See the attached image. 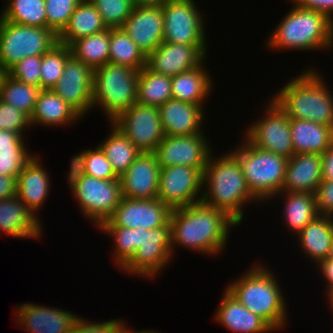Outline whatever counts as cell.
I'll list each match as a JSON object with an SVG mask.
<instances>
[{"label": "cell", "mask_w": 333, "mask_h": 333, "mask_svg": "<svg viewBox=\"0 0 333 333\" xmlns=\"http://www.w3.org/2000/svg\"><path fill=\"white\" fill-rule=\"evenodd\" d=\"M82 0H45L47 28L57 36L62 32Z\"/></svg>", "instance_id": "7bdbcfd3"}, {"label": "cell", "mask_w": 333, "mask_h": 333, "mask_svg": "<svg viewBox=\"0 0 333 333\" xmlns=\"http://www.w3.org/2000/svg\"><path fill=\"white\" fill-rule=\"evenodd\" d=\"M329 302H328V304H329V307L332 309L331 311L333 312V296L328 300Z\"/></svg>", "instance_id": "91938a15"}, {"label": "cell", "mask_w": 333, "mask_h": 333, "mask_svg": "<svg viewBox=\"0 0 333 333\" xmlns=\"http://www.w3.org/2000/svg\"><path fill=\"white\" fill-rule=\"evenodd\" d=\"M205 62L204 60L199 66L171 77L173 99L194 105H205L214 85L212 77L205 69Z\"/></svg>", "instance_id": "83f0119b"}, {"label": "cell", "mask_w": 333, "mask_h": 333, "mask_svg": "<svg viewBox=\"0 0 333 333\" xmlns=\"http://www.w3.org/2000/svg\"><path fill=\"white\" fill-rule=\"evenodd\" d=\"M205 132L189 136H166L154 153L160 167L187 166L198 169L202 174L208 158L213 153Z\"/></svg>", "instance_id": "9a60e30c"}, {"label": "cell", "mask_w": 333, "mask_h": 333, "mask_svg": "<svg viewBox=\"0 0 333 333\" xmlns=\"http://www.w3.org/2000/svg\"><path fill=\"white\" fill-rule=\"evenodd\" d=\"M40 91V87L22 83L6 74L0 88V100L30 118Z\"/></svg>", "instance_id": "74e56055"}, {"label": "cell", "mask_w": 333, "mask_h": 333, "mask_svg": "<svg viewBox=\"0 0 333 333\" xmlns=\"http://www.w3.org/2000/svg\"><path fill=\"white\" fill-rule=\"evenodd\" d=\"M41 162L36 153L16 178V196L38 217L51 190L49 173Z\"/></svg>", "instance_id": "d4e9b609"}, {"label": "cell", "mask_w": 333, "mask_h": 333, "mask_svg": "<svg viewBox=\"0 0 333 333\" xmlns=\"http://www.w3.org/2000/svg\"><path fill=\"white\" fill-rule=\"evenodd\" d=\"M171 77L143 67L138 76L137 103L159 107L172 99Z\"/></svg>", "instance_id": "e575fe53"}, {"label": "cell", "mask_w": 333, "mask_h": 333, "mask_svg": "<svg viewBox=\"0 0 333 333\" xmlns=\"http://www.w3.org/2000/svg\"><path fill=\"white\" fill-rule=\"evenodd\" d=\"M109 63L141 70L146 56L122 28H110Z\"/></svg>", "instance_id": "d590c367"}, {"label": "cell", "mask_w": 333, "mask_h": 333, "mask_svg": "<svg viewBox=\"0 0 333 333\" xmlns=\"http://www.w3.org/2000/svg\"><path fill=\"white\" fill-rule=\"evenodd\" d=\"M311 68L292 78L273 95V99L289 118L309 120L333 128V92L319 71Z\"/></svg>", "instance_id": "277c9868"}, {"label": "cell", "mask_w": 333, "mask_h": 333, "mask_svg": "<svg viewBox=\"0 0 333 333\" xmlns=\"http://www.w3.org/2000/svg\"><path fill=\"white\" fill-rule=\"evenodd\" d=\"M207 48V45L162 42L146 57V67L172 77L199 66L206 59Z\"/></svg>", "instance_id": "ac0fdd59"}, {"label": "cell", "mask_w": 333, "mask_h": 333, "mask_svg": "<svg viewBox=\"0 0 333 333\" xmlns=\"http://www.w3.org/2000/svg\"><path fill=\"white\" fill-rule=\"evenodd\" d=\"M81 116L69 106L53 89L41 90L38 94L33 113L31 114L30 126L41 125L45 127L74 125Z\"/></svg>", "instance_id": "4316f807"}, {"label": "cell", "mask_w": 333, "mask_h": 333, "mask_svg": "<svg viewBox=\"0 0 333 333\" xmlns=\"http://www.w3.org/2000/svg\"><path fill=\"white\" fill-rule=\"evenodd\" d=\"M79 154L73 155L71 163L85 175L102 180L119 179L111 163L107 160L105 153L99 145L95 149L83 150Z\"/></svg>", "instance_id": "f35d334b"}, {"label": "cell", "mask_w": 333, "mask_h": 333, "mask_svg": "<svg viewBox=\"0 0 333 333\" xmlns=\"http://www.w3.org/2000/svg\"><path fill=\"white\" fill-rule=\"evenodd\" d=\"M111 132L98 145L101 147L113 170L120 177L141 153L136 146L112 123Z\"/></svg>", "instance_id": "836d02e7"}, {"label": "cell", "mask_w": 333, "mask_h": 333, "mask_svg": "<svg viewBox=\"0 0 333 333\" xmlns=\"http://www.w3.org/2000/svg\"><path fill=\"white\" fill-rule=\"evenodd\" d=\"M298 247L309 258L311 263H319L327 259L333 236V217L318 215L296 235Z\"/></svg>", "instance_id": "f1b7e54d"}, {"label": "cell", "mask_w": 333, "mask_h": 333, "mask_svg": "<svg viewBox=\"0 0 333 333\" xmlns=\"http://www.w3.org/2000/svg\"><path fill=\"white\" fill-rule=\"evenodd\" d=\"M294 5L303 9L316 10L326 15L333 22V0H291Z\"/></svg>", "instance_id": "681fc988"}, {"label": "cell", "mask_w": 333, "mask_h": 333, "mask_svg": "<svg viewBox=\"0 0 333 333\" xmlns=\"http://www.w3.org/2000/svg\"><path fill=\"white\" fill-rule=\"evenodd\" d=\"M171 209L158 198L131 199L122 197L111 217L99 227L152 229L164 226L170 219Z\"/></svg>", "instance_id": "2e32d148"}, {"label": "cell", "mask_w": 333, "mask_h": 333, "mask_svg": "<svg viewBox=\"0 0 333 333\" xmlns=\"http://www.w3.org/2000/svg\"><path fill=\"white\" fill-rule=\"evenodd\" d=\"M53 91L83 118L93 108V69L71 55Z\"/></svg>", "instance_id": "e0dca14e"}, {"label": "cell", "mask_w": 333, "mask_h": 333, "mask_svg": "<svg viewBox=\"0 0 333 333\" xmlns=\"http://www.w3.org/2000/svg\"><path fill=\"white\" fill-rule=\"evenodd\" d=\"M0 18L32 27L47 28L45 0H6Z\"/></svg>", "instance_id": "8d00e7d4"}, {"label": "cell", "mask_w": 333, "mask_h": 333, "mask_svg": "<svg viewBox=\"0 0 333 333\" xmlns=\"http://www.w3.org/2000/svg\"><path fill=\"white\" fill-rule=\"evenodd\" d=\"M259 264V265H258ZM253 265L225 288L249 311L261 317L274 331L288 324L287 304L277 276L263 263Z\"/></svg>", "instance_id": "3957f363"}, {"label": "cell", "mask_w": 333, "mask_h": 333, "mask_svg": "<svg viewBox=\"0 0 333 333\" xmlns=\"http://www.w3.org/2000/svg\"><path fill=\"white\" fill-rule=\"evenodd\" d=\"M202 188V202L225 212L238 225L244 219L247 203L258 202L247 186L239 161L230 151L216 158L211 153L203 172Z\"/></svg>", "instance_id": "7a4b0ae2"}, {"label": "cell", "mask_w": 333, "mask_h": 333, "mask_svg": "<svg viewBox=\"0 0 333 333\" xmlns=\"http://www.w3.org/2000/svg\"><path fill=\"white\" fill-rule=\"evenodd\" d=\"M322 180V156L320 154H294L288 159L281 192L315 194Z\"/></svg>", "instance_id": "cb8c5ba5"}, {"label": "cell", "mask_w": 333, "mask_h": 333, "mask_svg": "<svg viewBox=\"0 0 333 333\" xmlns=\"http://www.w3.org/2000/svg\"><path fill=\"white\" fill-rule=\"evenodd\" d=\"M160 169L154 152L140 153L119 177L124 198H157Z\"/></svg>", "instance_id": "ffe728a7"}, {"label": "cell", "mask_w": 333, "mask_h": 333, "mask_svg": "<svg viewBox=\"0 0 333 333\" xmlns=\"http://www.w3.org/2000/svg\"><path fill=\"white\" fill-rule=\"evenodd\" d=\"M265 107V116L250 123L244 137L250 144L289 159L295 154L289 117L273 99Z\"/></svg>", "instance_id": "8fae6325"}, {"label": "cell", "mask_w": 333, "mask_h": 333, "mask_svg": "<svg viewBox=\"0 0 333 333\" xmlns=\"http://www.w3.org/2000/svg\"><path fill=\"white\" fill-rule=\"evenodd\" d=\"M42 56H29L11 67L7 74L22 83L41 88Z\"/></svg>", "instance_id": "ee69618b"}, {"label": "cell", "mask_w": 333, "mask_h": 333, "mask_svg": "<svg viewBox=\"0 0 333 333\" xmlns=\"http://www.w3.org/2000/svg\"><path fill=\"white\" fill-rule=\"evenodd\" d=\"M238 145L230 152L239 161L252 195L259 203L275 199L284 183L288 159L256 147L245 138Z\"/></svg>", "instance_id": "8992f818"}, {"label": "cell", "mask_w": 333, "mask_h": 333, "mask_svg": "<svg viewBox=\"0 0 333 333\" xmlns=\"http://www.w3.org/2000/svg\"><path fill=\"white\" fill-rule=\"evenodd\" d=\"M121 28L147 57L163 42L162 7L134 6Z\"/></svg>", "instance_id": "44dd1931"}, {"label": "cell", "mask_w": 333, "mask_h": 333, "mask_svg": "<svg viewBox=\"0 0 333 333\" xmlns=\"http://www.w3.org/2000/svg\"><path fill=\"white\" fill-rule=\"evenodd\" d=\"M6 74H7V72L0 65V88H1L2 81H3V79H4V77H5Z\"/></svg>", "instance_id": "6f0895ef"}, {"label": "cell", "mask_w": 333, "mask_h": 333, "mask_svg": "<svg viewBox=\"0 0 333 333\" xmlns=\"http://www.w3.org/2000/svg\"><path fill=\"white\" fill-rule=\"evenodd\" d=\"M106 24L107 28H121L134 4L132 0H90Z\"/></svg>", "instance_id": "60d3db41"}, {"label": "cell", "mask_w": 333, "mask_h": 333, "mask_svg": "<svg viewBox=\"0 0 333 333\" xmlns=\"http://www.w3.org/2000/svg\"><path fill=\"white\" fill-rule=\"evenodd\" d=\"M289 10L268 36V48L303 52L333 47V22L326 15L296 5Z\"/></svg>", "instance_id": "5b68a950"}, {"label": "cell", "mask_w": 333, "mask_h": 333, "mask_svg": "<svg viewBox=\"0 0 333 333\" xmlns=\"http://www.w3.org/2000/svg\"><path fill=\"white\" fill-rule=\"evenodd\" d=\"M281 194L283 196H281ZM276 196L284 197L283 220L287 229L298 235L302 229L319 214L316 208V197L313 193L279 192Z\"/></svg>", "instance_id": "1f68e13d"}, {"label": "cell", "mask_w": 333, "mask_h": 333, "mask_svg": "<svg viewBox=\"0 0 333 333\" xmlns=\"http://www.w3.org/2000/svg\"><path fill=\"white\" fill-rule=\"evenodd\" d=\"M317 265V269L320 273V275L323 277V280H325L324 283L327 286V300H329L333 296V259L327 258L322 261H320Z\"/></svg>", "instance_id": "816d5d0a"}, {"label": "cell", "mask_w": 333, "mask_h": 333, "mask_svg": "<svg viewBox=\"0 0 333 333\" xmlns=\"http://www.w3.org/2000/svg\"><path fill=\"white\" fill-rule=\"evenodd\" d=\"M39 218L17 196L0 200V233L3 231L20 240H39L43 231V223Z\"/></svg>", "instance_id": "603a6c76"}, {"label": "cell", "mask_w": 333, "mask_h": 333, "mask_svg": "<svg viewBox=\"0 0 333 333\" xmlns=\"http://www.w3.org/2000/svg\"><path fill=\"white\" fill-rule=\"evenodd\" d=\"M58 43L48 28L5 21L0 18V65L7 72L29 56H42Z\"/></svg>", "instance_id": "30bf717a"}, {"label": "cell", "mask_w": 333, "mask_h": 333, "mask_svg": "<svg viewBox=\"0 0 333 333\" xmlns=\"http://www.w3.org/2000/svg\"><path fill=\"white\" fill-rule=\"evenodd\" d=\"M67 181L85 219L98 228L107 221L122 199L120 179L102 180L82 174L71 162Z\"/></svg>", "instance_id": "ba28073f"}, {"label": "cell", "mask_w": 333, "mask_h": 333, "mask_svg": "<svg viewBox=\"0 0 333 333\" xmlns=\"http://www.w3.org/2000/svg\"><path fill=\"white\" fill-rule=\"evenodd\" d=\"M108 29L101 14L90 0H82L73 11L68 24L58 35V42L70 45L79 38Z\"/></svg>", "instance_id": "4dcf8cb0"}, {"label": "cell", "mask_w": 333, "mask_h": 333, "mask_svg": "<svg viewBox=\"0 0 333 333\" xmlns=\"http://www.w3.org/2000/svg\"><path fill=\"white\" fill-rule=\"evenodd\" d=\"M196 3L195 0H170L162 6L163 42L208 45L205 17Z\"/></svg>", "instance_id": "7c38bea8"}, {"label": "cell", "mask_w": 333, "mask_h": 333, "mask_svg": "<svg viewBox=\"0 0 333 333\" xmlns=\"http://www.w3.org/2000/svg\"><path fill=\"white\" fill-rule=\"evenodd\" d=\"M30 127L29 117L25 113L0 100V130L15 132L24 136L25 133L23 132Z\"/></svg>", "instance_id": "bcb514c9"}, {"label": "cell", "mask_w": 333, "mask_h": 333, "mask_svg": "<svg viewBox=\"0 0 333 333\" xmlns=\"http://www.w3.org/2000/svg\"><path fill=\"white\" fill-rule=\"evenodd\" d=\"M328 258L333 259V236Z\"/></svg>", "instance_id": "680465c9"}, {"label": "cell", "mask_w": 333, "mask_h": 333, "mask_svg": "<svg viewBox=\"0 0 333 333\" xmlns=\"http://www.w3.org/2000/svg\"><path fill=\"white\" fill-rule=\"evenodd\" d=\"M202 179L203 174L196 168L161 167L157 198L171 210L199 203L202 201Z\"/></svg>", "instance_id": "5bb4252c"}, {"label": "cell", "mask_w": 333, "mask_h": 333, "mask_svg": "<svg viewBox=\"0 0 333 333\" xmlns=\"http://www.w3.org/2000/svg\"><path fill=\"white\" fill-rule=\"evenodd\" d=\"M295 154L322 155L333 142V128L309 120L289 118Z\"/></svg>", "instance_id": "f546056e"}, {"label": "cell", "mask_w": 333, "mask_h": 333, "mask_svg": "<svg viewBox=\"0 0 333 333\" xmlns=\"http://www.w3.org/2000/svg\"><path fill=\"white\" fill-rule=\"evenodd\" d=\"M123 333H161V332H158V331H154L153 329L152 330H139V331H132V329H131V327L129 328V327H125V330H124V332Z\"/></svg>", "instance_id": "9f6ffc18"}, {"label": "cell", "mask_w": 333, "mask_h": 333, "mask_svg": "<svg viewBox=\"0 0 333 333\" xmlns=\"http://www.w3.org/2000/svg\"><path fill=\"white\" fill-rule=\"evenodd\" d=\"M19 307V308H18ZM13 312L18 326L29 333H71L79 318L72 311L44 307L37 303H22Z\"/></svg>", "instance_id": "d6986e66"}, {"label": "cell", "mask_w": 333, "mask_h": 333, "mask_svg": "<svg viewBox=\"0 0 333 333\" xmlns=\"http://www.w3.org/2000/svg\"><path fill=\"white\" fill-rule=\"evenodd\" d=\"M205 108L177 99H169L158 107L166 136H189L204 132ZM205 113V114H204Z\"/></svg>", "instance_id": "7402d4cb"}, {"label": "cell", "mask_w": 333, "mask_h": 333, "mask_svg": "<svg viewBox=\"0 0 333 333\" xmlns=\"http://www.w3.org/2000/svg\"><path fill=\"white\" fill-rule=\"evenodd\" d=\"M112 124L141 152H154L165 137L158 107L133 104Z\"/></svg>", "instance_id": "4fadbf2b"}, {"label": "cell", "mask_w": 333, "mask_h": 333, "mask_svg": "<svg viewBox=\"0 0 333 333\" xmlns=\"http://www.w3.org/2000/svg\"><path fill=\"white\" fill-rule=\"evenodd\" d=\"M70 56V47L59 42L42 55L41 90H52L57 85L65 62Z\"/></svg>", "instance_id": "ab89813d"}, {"label": "cell", "mask_w": 333, "mask_h": 333, "mask_svg": "<svg viewBox=\"0 0 333 333\" xmlns=\"http://www.w3.org/2000/svg\"><path fill=\"white\" fill-rule=\"evenodd\" d=\"M215 312V320L234 333H271L274 330L258 315L244 307L226 289Z\"/></svg>", "instance_id": "484cf974"}, {"label": "cell", "mask_w": 333, "mask_h": 333, "mask_svg": "<svg viewBox=\"0 0 333 333\" xmlns=\"http://www.w3.org/2000/svg\"><path fill=\"white\" fill-rule=\"evenodd\" d=\"M22 136L19 133L0 130V150L12 148H27Z\"/></svg>", "instance_id": "f907efd6"}, {"label": "cell", "mask_w": 333, "mask_h": 333, "mask_svg": "<svg viewBox=\"0 0 333 333\" xmlns=\"http://www.w3.org/2000/svg\"><path fill=\"white\" fill-rule=\"evenodd\" d=\"M28 148L0 150V174L17 178L26 164L35 156Z\"/></svg>", "instance_id": "f6af8a7d"}, {"label": "cell", "mask_w": 333, "mask_h": 333, "mask_svg": "<svg viewBox=\"0 0 333 333\" xmlns=\"http://www.w3.org/2000/svg\"><path fill=\"white\" fill-rule=\"evenodd\" d=\"M315 197L318 214L333 217V180H322Z\"/></svg>", "instance_id": "c3c4849f"}, {"label": "cell", "mask_w": 333, "mask_h": 333, "mask_svg": "<svg viewBox=\"0 0 333 333\" xmlns=\"http://www.w3.org/2000/svg\"><path fill=\"white\" fill-rule=\"evenodd\" d=\"M170 0H132L134 6H158L162 7Z\"/></svg>", "instance_id": "11a10c76"}, {"label": "cell", "mask_w": 333, "mask_h": 333, "mask_svg": "<svg viewBox=\"0 0 333 333\" xmlns=\"http://www.w3.org/2000/svg\"><path fill=\"white\" fill-rule=\"evenodd\" d=\"M133 238L134 255L120 270L144 279H152L158 273L161 274L173 257L170 222L150 230L135 228Z\"/></svg>", "instance_id": "9c48e42d"}, {"label": "cell", "mask_w": 333, "mask_h": 333, "mask_svg": "<svg viewBox=\"0 0 333 333\" xmlns=\"http://www.w3.org/2000/svg\"><path fill=\"white\" fill-rule=\"evenodd\" d=\"M71 55L92 69L109 63L110 28L82 37L70 45Z\"/></svg>", "instance_id": "d6a6232c"}, {"label": "cell", "mask_w": 333, "mask_h": 333, "mask_svg": "<svg viewBox=\"0 0 333 333\" xmlns=\"http://www.w3.org/2000/svg\"><path fill=\"white\" fill-rule=\"evenodd\" d=\"M126 326H128L126 322L121 319L91 322L79 316L71 333H123Z\"/></svg>", "instance_id": "7dc6e473"}, {"label": "cell", "mask_w": 333, "mask_h": 333, "mask_svg": "<svg viewBox=\"0 0 333 333\" xmlns=\"http://www.w3.org/2000/svg\"><path fill=\"white\" fill-rule=\"evenodd\" d=\"M114 240L113 260L120 270L134 255L133 229L123 227H98Z\"/></svg>", "instance_id": "b9f144b4"}, {"label": "cell", "mask_w": 333, "mask_h": 333, "mask_svg": "<svg viewBox=\"0 0 333 333\" xmlns=\"http://www.w3.org/2000/svg\"><path fill=\"white\" fill-rule=\"evenodd\" d=\"M321 156L323 180H333V142Z\"/></svg>", "instance_id": "db71d44e"}, {"label": "cell", "mask_w": 333, "mask_h": 333, "mask_svg": "<svg viewBox=\"0 0 333 333\" xmlns=\"http://www.w3.org/2000/svg\"><path fill=\"white\" fill-rule=\"evenodd\" d=\"M139 72L112 63L93 69V108L99 107L109 123L137 103Z\"/></svg>", "instance_id": "52a82bcc"}, {"label": "cell", "mask_w": 333, "mask_h": 333, "mask_svg": "<svg viewBox=\"0 0 333 333\" xmlns=\"http://www.w3.org/2000/svg\"><path fill=\"white\" fill-rule=\"evenodd\" d=\"M16 178L0 174V200L16 196Z\"/></svg>", "instance_id": "f5cc1de1"}, {"label": "cell", "mask_w": 333, "mask_h": 333, "mask_svg": "<svg viewBox=\"0 0 333 333\" xmlns=\"http://www.w3.org/2000/svg\"><path fill=\"white\" fill-rule=\"evenodd\" d=\"M171 247L176 245L202 254L219 255L225 250L230 229L239 226L225 212L209 207L202 201L170 214Z\"/></svg>", "instance_id": "6da1fadb"}]
</instances>
